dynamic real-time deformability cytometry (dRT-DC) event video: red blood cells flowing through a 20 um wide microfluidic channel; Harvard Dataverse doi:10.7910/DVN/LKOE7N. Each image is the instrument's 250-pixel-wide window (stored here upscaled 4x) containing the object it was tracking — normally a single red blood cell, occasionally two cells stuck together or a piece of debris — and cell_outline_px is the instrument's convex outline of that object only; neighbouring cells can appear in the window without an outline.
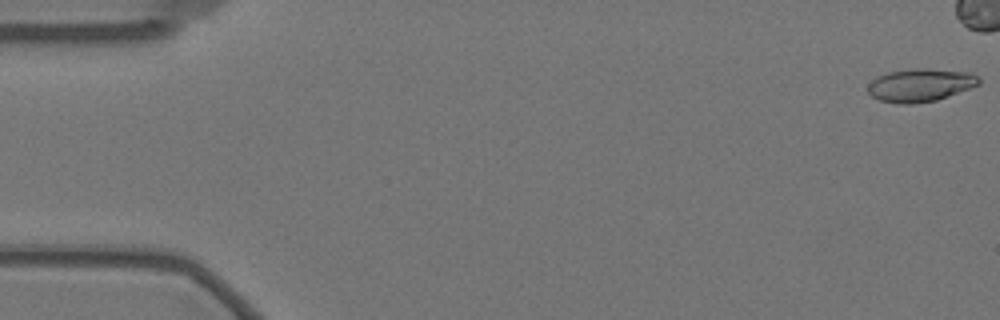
{"species": "Egyptian fruit bat (a non-hibernating species)", "species_latin": "Rousettus aegyptiacus", "temperature_condition": "warm", "stored_images_in_passage": 46, "camera_frame_rate_fps": 3000, "um_per_image_px": 0.085, "animal": {"sex": "female"}, "frame": {"image": 1, "passage_image": 1, "time_ms": 0.0, "image_size_px": [1000, 320], "cell_outline_px": [[980, 84], [936, 100], [912, 104], [900, 104], [880, 100], [872, 96], [868, 92], [868, 84], [876, 76], [888, 72], [916, 68], [928, 68], [972, 72], [980, 76]], "centroid_in_image_um": [78.24, 7.22], "position_along_channel_um": 6.8, "area_um2": 21.44}}
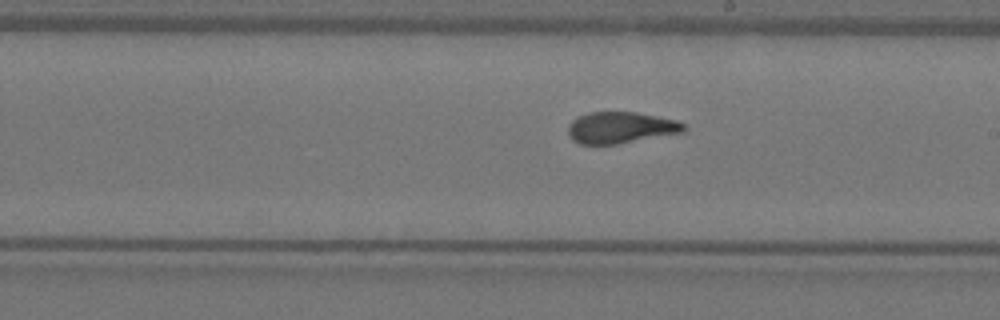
{"frame": {"image": 2, "passage_image": 33, "time_ms": 10.667, "image_size_px": [1000, 320], "cell_outline_px": [[688, 128], [684, 132], [616, 144], [580, 144], [572, 140], [568, 136], [568, 124], [572, 120], [588, 112], [636, 112], [676, 120], [684, 124]], "centroid_in_image_um": [52.74, 10.85], "position_along_channel_um": 236.3, "area_um2": 21.21}}
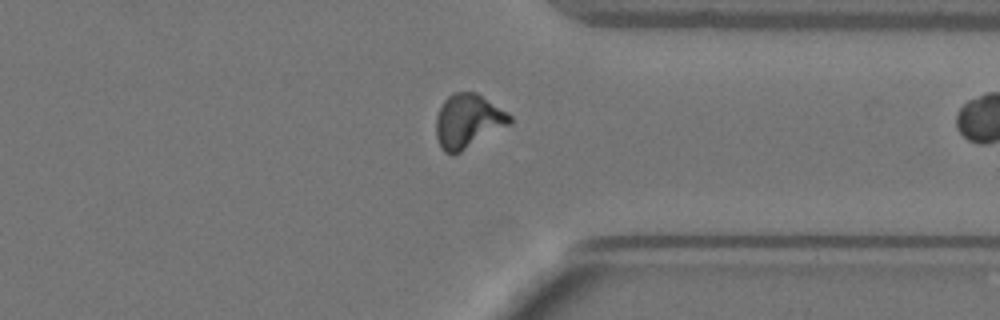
{"frame": {"image": 3, "passage_image": 45, "time_ms": 14.667, "image_size_px": [1000, 320], "cell_outline_px": [[512, 124], [460, 152], [452, 156], [444, 152], [440, 148], [436, 136], [436, 116], [444, 100], [448, 96], [456, 92], [476, 92], [508, 112], [512, 116]], "centroid_in_image_um": [39.79, 10.31], "position_along_channel_um": 371.6, "area_um2": 23.41}}